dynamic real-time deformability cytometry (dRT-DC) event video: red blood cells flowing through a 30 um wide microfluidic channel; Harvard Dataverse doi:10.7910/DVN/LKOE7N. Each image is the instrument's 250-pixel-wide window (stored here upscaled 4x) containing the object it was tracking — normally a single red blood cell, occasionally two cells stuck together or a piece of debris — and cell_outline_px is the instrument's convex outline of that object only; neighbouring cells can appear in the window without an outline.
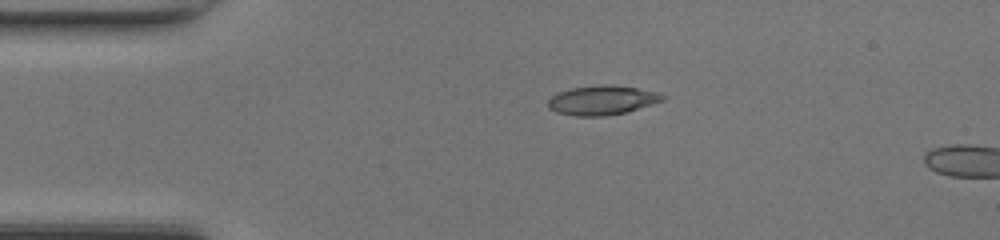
{"species": "common noctule bat (a hibernating species)", "species_latin": "Nyctalus noctula", "temperature_condition": "room temperature", "stored_images_in_passage": 4, "camera_frame_rate_fps": 3000, "um_per_image_px": 0.085, "animal": {"sex": "female", "body_mass_g": 17.0, "forearm_length_mm": 48.0}, "frame": {"image": 1, "passage_image": 1, "time_ms": 0.0, "image_size_px": [1000, 240], "cell_outline_px": [[664, 100], [628, 112], [604, 116], [576, 116], [556, 112], [548, 108], [548, 100], [552, 96], [560, 92], [572, 88], [636, 88], [656, 92], [664, 96]], "centroid_in_image_um": [51.15, 8.59], "position_along_channel_um": 33.8, "area_um2": 18.44}}